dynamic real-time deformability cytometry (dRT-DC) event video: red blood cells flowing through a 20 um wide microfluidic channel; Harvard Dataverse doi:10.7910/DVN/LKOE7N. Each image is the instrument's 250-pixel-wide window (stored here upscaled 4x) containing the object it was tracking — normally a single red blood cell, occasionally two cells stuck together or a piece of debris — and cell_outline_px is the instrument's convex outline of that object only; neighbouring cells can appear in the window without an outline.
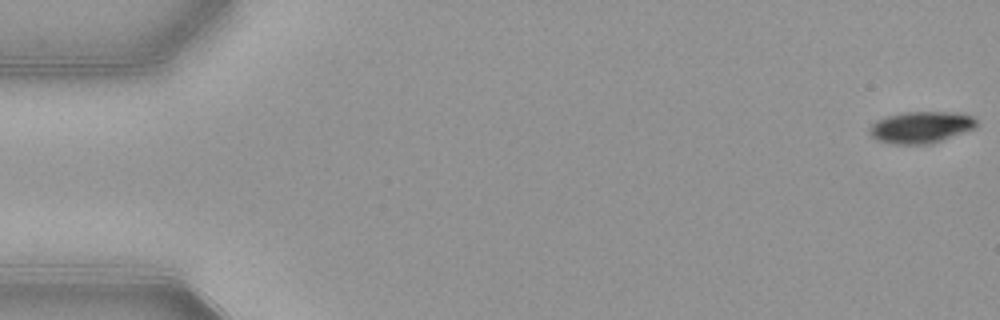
{"species": "common noctule bat (a hibernating species)", "species_latin": "Nyctalus noctula", "temperature_condition": "warm", "stored_images_in_passage": 53, "camera_frame_rate_fps": 3000, "um_per_image_px": 0.085, "animal": {"sex": "female", "body_mass_g": 21.9}, "frame": {"image": 1, "passage_image": 1, "time_ms": 0.0, "image_size_px": [1000, 320], "cell_outline_px": [[976, 128], [932, 144], [892, 144], [876, 140], [868, 136], [868, 128], [876, 120], [888, 116], [904, 112], [960, 112], [972, 116], [976, 120]], "centroid_in_image_um": [78.25, 10.82], "position_along_channel_um": 6.7, "area_um2": 20.06}}
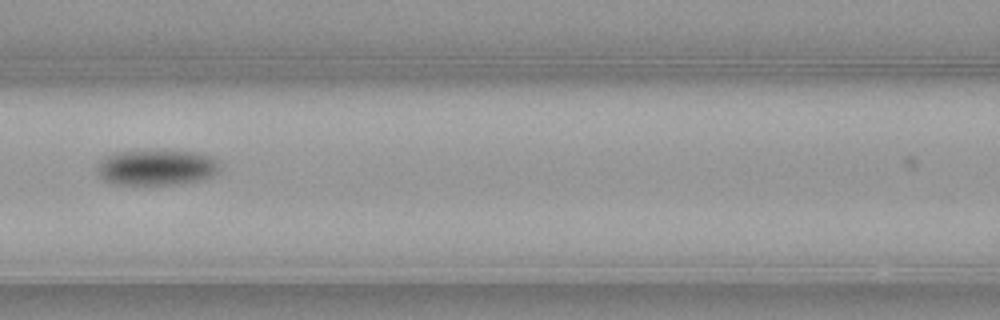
{"frame": {"image": 2, "passage_image": 24, "time_ms": 7.667, "image_size_px": [1000, 320], "cell_outline_px": [[220, 164], [216, 172], [208, 176], [196, 180], [172, 184], [112, 184], [104, 180], [96, 172], [96, 168], [100, 160], [104, 156], [116, 152], [160, 148], [196, 152], [212, 156]], "centroid_in_image_um": [13.23, 14.18], "position_along_channel_um": 153.4, "area_um2": 25.95}}
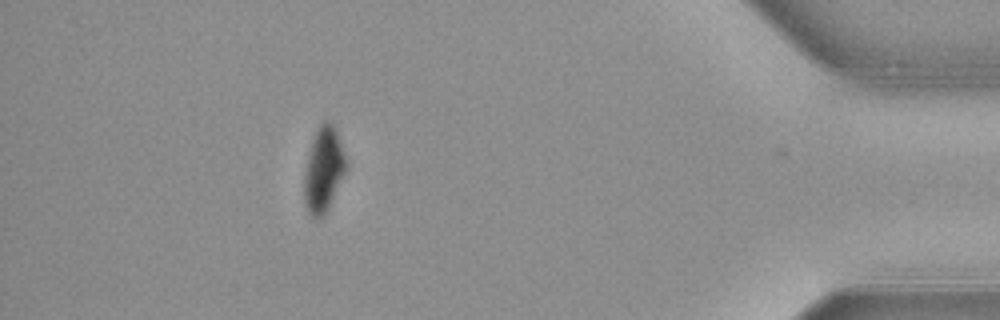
{"frame": {"image": 3, "passage_image": 48, "time_ms": 15.667, "image_size_px": [1000, 320], "cell_outline_px": [[348, 164], [328, 212], [324, 216], [316, 220], [308, 212], [304, 200], [304, 176], [308, 152], [312, 140], [320, 124], [324, 120], [328, 120], [336, 128]], "centroid_in_image_um": [27.51, 14.45], "position_along_channel_um": 407.7, "area_um2": 20.98}, "authors_computed_cell_mechanics": {"area_um2": 22.7732, "velocity_mm_per_s": 3.8826, "shape_relaxation_time_tau1_ms": 1.7426, "shape_relaxation_time_tau2_ms": null, "deformation_change_tau1": 0.1306, "deformation_change_tau2": null}}